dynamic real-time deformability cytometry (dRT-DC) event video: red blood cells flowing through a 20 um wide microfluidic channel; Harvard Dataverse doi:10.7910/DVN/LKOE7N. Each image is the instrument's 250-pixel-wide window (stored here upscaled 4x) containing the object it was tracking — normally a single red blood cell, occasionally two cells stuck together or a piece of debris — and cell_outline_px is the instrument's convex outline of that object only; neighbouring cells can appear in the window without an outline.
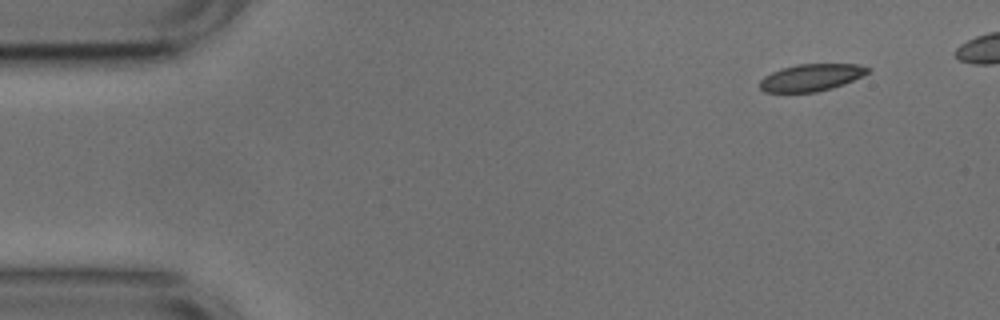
{"species": "common noctule bat (a hibernating species)", "species_latin": "Nyctalus noctula", "temperature_condition": "cold", "stored_images_in_passage": 44, "camera_frame_rate_fps": 3000, "um_per_image_px": 0.085, "animal": {"sex": "male", "body_mass_g": 17.9, "forearm_length_mm": 54.2}, "frame": {"image": 1, "passage_image": 1, "time_ms": 0.0, "image_size_px": [1000, 320], "cell_outline_px": [[872, 72], [844, 84], [832, 88], [816, 92], [764, 92], [760, 88], [760, 80], [764, 76], [772, 72], [796, 64], [856, 64], [872, 68]], "centroid_in_image_um": [69.0, 6.58], "position_along_channel_um": 16.0, "area_um2": 17.11}}
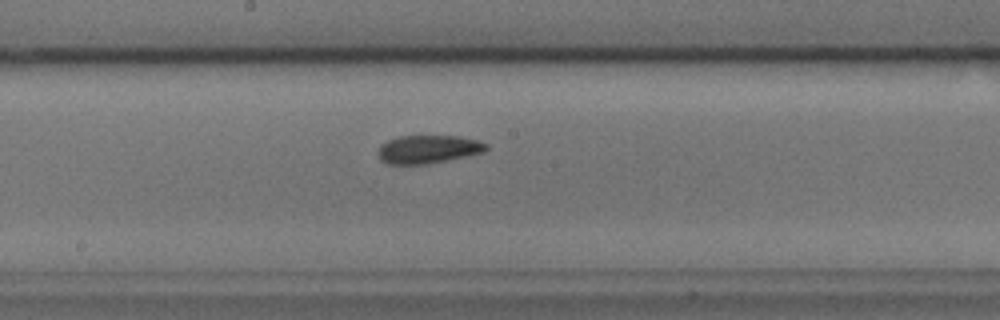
{"frame": {"image": 2, "passage_image": 24, "time_ms": 7.667, "image_size_px": [1000, 320], "cell_outline_px": [[488, 148], [484, 152], [448, 160], [428, 164], [388, 164], [380, 160], [380, 144], [388, 140], [400, 136], [456, 136], [476, 140], [488, 144]], "centroid_in_image_um": [36.4, 12.69], "position_along_channel_um": 211.8, "area_um2": 17.63}}
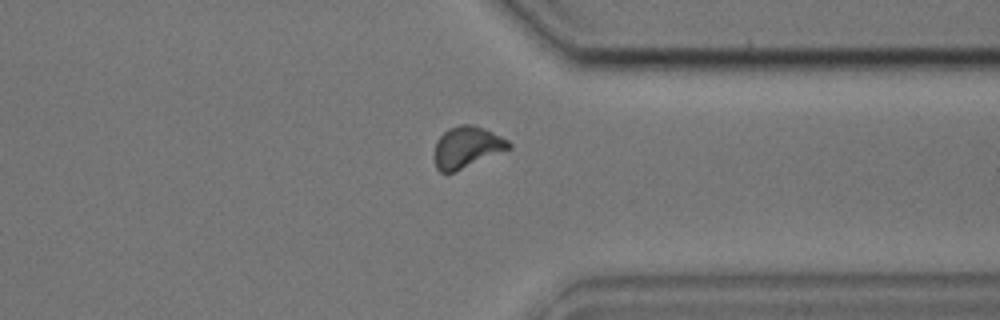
{"frame": {"image": 3, "passage_image": 37, "time_ms": 12.0, "image_size_px": [1000, 320], "cell_outline_px": [[512, 148], [452, 172], [440, 172], [436, 168], [436, 140], [448, 128], [460, 124], [472, 124], [492, 132], [508, 140], [512, 144]], "centroid_in_image_um": [39.7, 12.48], "position_along_channel_um": 371.7, "area_um2": 17.57}, "authors_computed_cell_mechanics": {"area_um2": 17.7735, "velocity_mm_per_s": 3.7561, "shape_relaxation_time_tau1_ms": null, "shape_relaxation_time_tau2_ms": 4.5715, "deformation_change_tau1": null, "deformation_change_tau2": 0.0989}}